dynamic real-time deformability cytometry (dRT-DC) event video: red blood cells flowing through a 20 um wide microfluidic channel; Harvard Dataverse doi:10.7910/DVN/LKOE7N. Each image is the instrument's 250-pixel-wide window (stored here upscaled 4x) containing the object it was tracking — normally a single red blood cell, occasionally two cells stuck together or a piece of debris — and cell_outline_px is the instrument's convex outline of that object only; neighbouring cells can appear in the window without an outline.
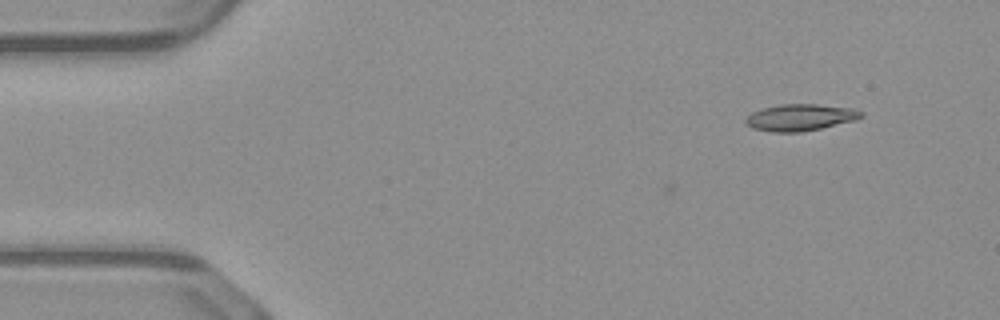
{"species": "common noctule bat (a hibernating species)", "species_latin": "Nyctalus noctula", "temperature_condition": "warm", "stored_images_in_passage": 4, "camera_frame_rate_fps": 3000, "um_per_image_px": 0.085, "animal": {"sex": "male", "body_mass_g": 23.1, "forearm_length_mm": 52.7}, "frame": {"image": 1, "passage_image": 1, "time_ms": 0.0, "image_size_px": [1000, 320], "cell_outline_px": [[864, 116], [856, 120], [820, 128], [800, 132], [772, 132], [752, 128], [744, 120], [752, 112], [764, 108], [780, 104], [816, 104], [856, 108], [864, 112]], "centroid_in_image_um": [68.07, 9.97], "position_along_channel_um": 16.9, "area_um2": 17.98}}